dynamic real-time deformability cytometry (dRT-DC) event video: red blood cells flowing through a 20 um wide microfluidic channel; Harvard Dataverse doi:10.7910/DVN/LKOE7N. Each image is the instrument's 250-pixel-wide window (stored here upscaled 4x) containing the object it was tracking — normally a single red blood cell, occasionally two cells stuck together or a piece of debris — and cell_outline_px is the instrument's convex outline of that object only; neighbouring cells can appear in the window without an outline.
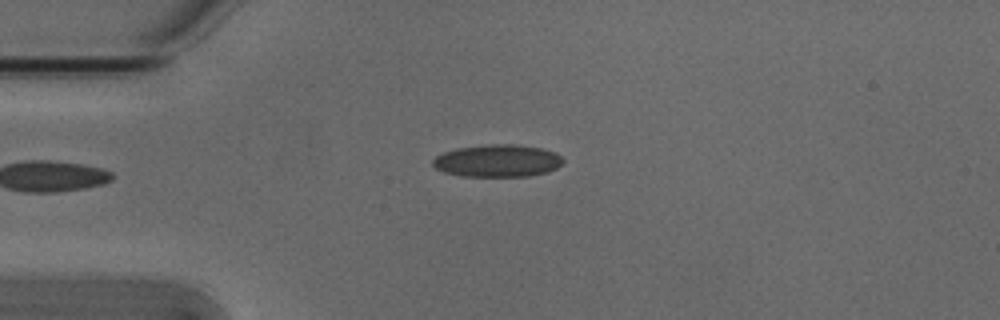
{"species": "Egyptian fruit bat (a non-hibernating species)", "species_latin": "Rousettus aegyptiacus", "temperature_condition": "cold", "stored_images_in_passage": 4, "camera_frame_rate_fps": 3000, "um_per_image_px": 0.085, "animal": {"sex": "male"}, "frame": {"image": 1, "passage_image": 4, "time_ms": 1.0, "image_size_px": [1000, 320], "cell_outline_px": [[564, 160], [556, 168], [548, 172], [528, 176], [460, 176], [444, 172], [436, 168], [432, 164], [432, 160], [436, 156], [444, 152], [456, 148], [488, 144], [512, 144], [540, 148], [556, 152]], "centroid_in_image_um": [42.27, 13.66], "position_along_channel_um": 42.7, "area_um2": 24.57}}